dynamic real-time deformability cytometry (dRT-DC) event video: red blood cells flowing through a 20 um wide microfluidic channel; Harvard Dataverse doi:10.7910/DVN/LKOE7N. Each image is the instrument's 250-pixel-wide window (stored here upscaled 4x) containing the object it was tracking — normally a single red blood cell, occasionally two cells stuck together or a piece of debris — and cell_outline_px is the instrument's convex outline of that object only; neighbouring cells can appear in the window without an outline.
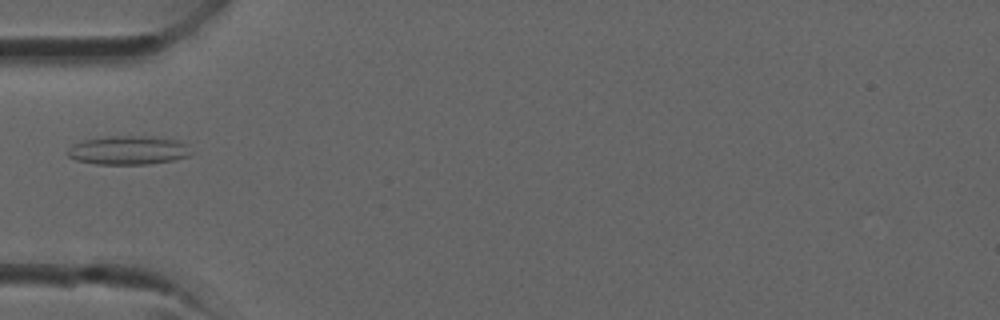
{"species": "common noctule bat (a hibernating species)", "species_latin": "Nyctalus noctula", "temperature_condition": "room temperature", "stored_images_in_passage": 29, "camera_frame_rate_fps": 3000, "um_per_image_px": 0.085, "animal": {"sex": "male", "forearm_length_mm": 52.5}, "frame": {"image": 1, "passage_image": 5, "time_ms": 1.333, "image_size_px": [1000, 320], "cell_outline_px": [[192, 152], [188, 156], [172, 160], [148, 164], [96, 164], [76, 160], [68, 156], [68, 148], [72, 144], [84, 140], [108, 136], [152, 136], [176, 140], [184, 144]], "centroid_in_image_um": [10.87, 12.77], "position_along_channel_um": 74.1, "area_um2": 20.58}}
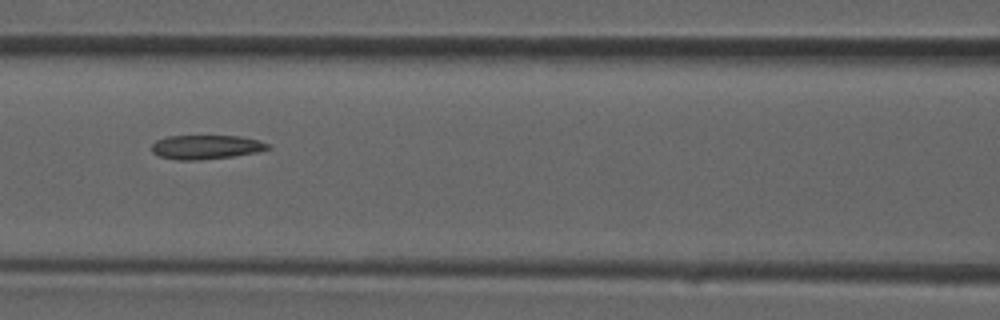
{"frame": {"image": 2, "passage_image": 9, "time_ms": 2.667, "image_size_px": [1000, 320], "cell_outline_px": [[272, 148], [256, 152], [232, 156], [200, 160], [176, 160], [160, 156], [152, 152], [152, 144], [156, 140], [168, 136], [240, 136], [260, 140], [268, 144]], "centroid_in_image_um": [17.51, 12.5], "position_along_channel_um": 149.1, "area_um2": 16.3}}
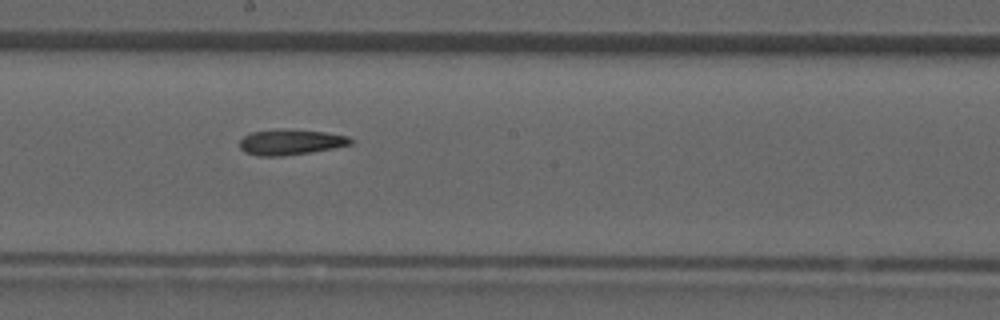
{"frame": {"image": 3, "passage_image": 13, "time_ms": 4.0, "image_size_px": [1000, 320], "cell_outline_px": [[352, 144], [312, 152], [280, 156], [256, 156], [244, 152], [240, 148], [240, 140], [244, 136], [252, 132], [280, 128], [324, 132], [348, 136], [352, 140]], "centroid_in_image_um": [24.66, 12.08], "position_along_channel_um": 223.5, "area_um2": 16.53}}